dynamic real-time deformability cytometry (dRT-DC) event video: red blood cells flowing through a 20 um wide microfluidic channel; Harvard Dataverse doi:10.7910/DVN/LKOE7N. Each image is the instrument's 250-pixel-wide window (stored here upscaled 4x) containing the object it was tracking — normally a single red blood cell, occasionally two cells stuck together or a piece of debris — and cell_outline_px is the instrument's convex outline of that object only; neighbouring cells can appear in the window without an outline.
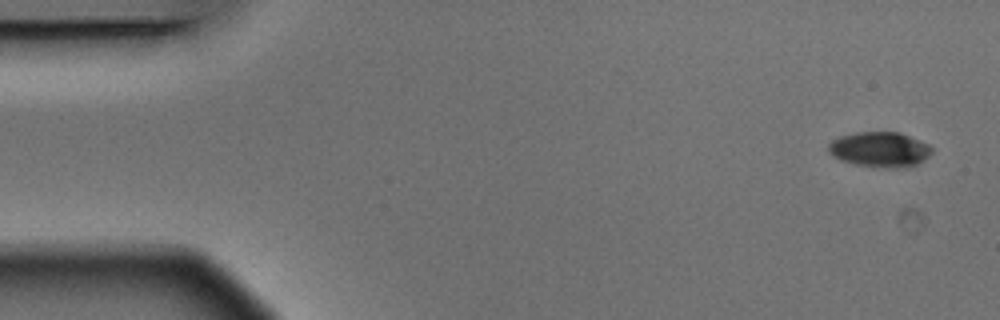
{"species": "Egyptian fruit bat (a non-hibernating species)", "species_latin": "Rousettus aegyptiacus", "temperature_condition": "warm", "stored_images_in_passage": 5, "camera_frame_rate_fps": 3000, "um_per_image_px": 0.085, "animal": {"sex": "male"}, "frame": {"image": 1, "passage_image": 1, "time_ms": 0.0, "image_size_px": [1000, 320], "cell_outline_px": [[932, 152], [924, 160], [908, 168], [884, 168], [856, 164], [840, 160], [828, 152], [828, 144], [832, 140], [840, 136], [856, 132], [900, 132], [928, 144], [932, 148]], "centroid_in_image_um": [74.79, 12.71], "position_along_channel_um": 10.2, "area_um2": 21.27}}
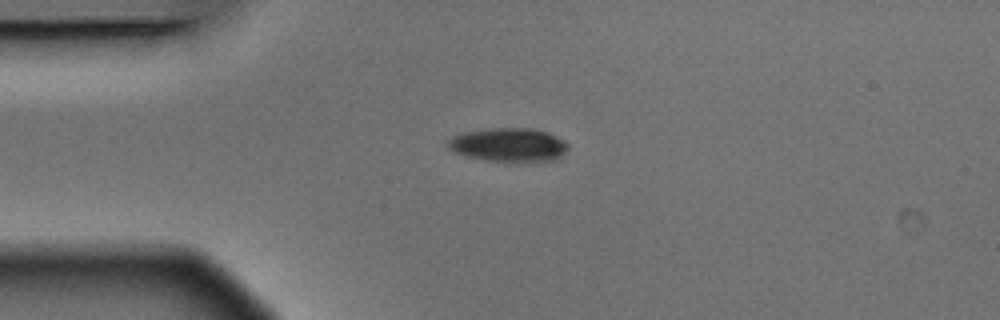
{"frame": {"image": 2, "passage_image": 4, "time_ms": 1.0, "image_size_px": [1000, 320], "cell_outline_px": [[568, 148], [556, 160], [488, 160], [468, 156], [456, 152], [448, 148], [448, 140], [452, 136], [464, 132], [492, 128], [532, 128], [548, 132], [564, 140], [568, 144]], "centroid_in_image_um": [43.24, 12.28], "position_along_channel_um": 41.8, "area_um2": 23.06}}